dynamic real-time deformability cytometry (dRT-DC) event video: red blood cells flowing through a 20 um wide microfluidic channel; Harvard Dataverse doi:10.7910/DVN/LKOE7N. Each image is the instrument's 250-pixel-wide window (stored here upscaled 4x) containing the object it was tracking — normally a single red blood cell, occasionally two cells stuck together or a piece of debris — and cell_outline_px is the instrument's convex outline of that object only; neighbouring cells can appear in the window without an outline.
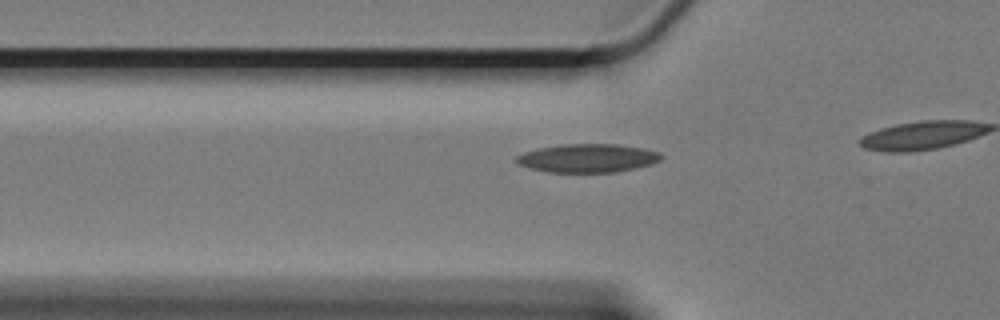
{"species": "Egyptian fruit bat (a non-hibernating species)", "species_latin": "Rousettus aegyptiacus", "temperature_condition": "cold", "stored_images_in_passage": 8, "camera_frame_rate_fps": 3000, "um_per_image_px": 0.085, "animal": {"sex": "female"}, "frame": {"image": 1, "passage_image": 2, "time_ms": 0.333, "image_size_px": [1000, 320], "cell_outline_px": [[664, 156], [660, 160], [652, 164], [616, 172], [548, 172], [532, 168], [520, 164], [516, 160], [516, 156], [524, 152], [536, 148], [560, 144], [616, 144], [644, 148], [660, 152]], "centroid_in_image_um": [49.98, 13.43], "position_along_channel_um": 75.8, "area_um2": 24.04}}
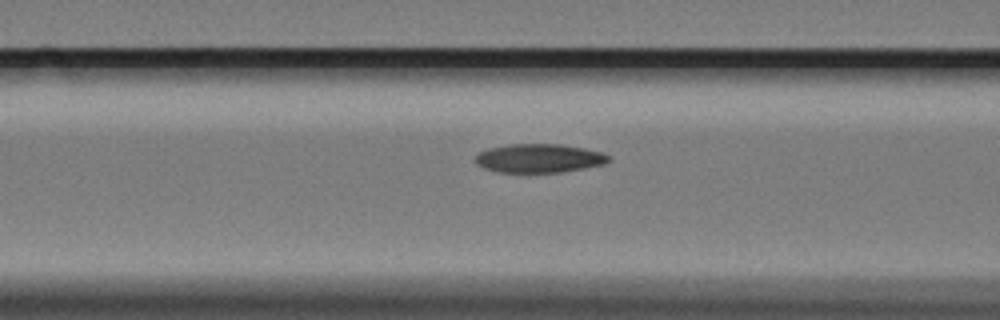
{"frame": {"image": 2, "passage_image": 6, "time_ms": 1.667, "image_size_px": [1000, 320], "cell_outline_px": [[612, 160], [604, 164], [584, 168], [560, 172], [496, 172], [484, 168], [476, 164], [476, 156], [480, 152], [488, 148], [508, 144], [560, 144], [584, 148], [604, 152]], "centroid_in_image_um": [45.84, 13.45], "position_along_channel_um": 120.8, "area_um2": 22.37}}